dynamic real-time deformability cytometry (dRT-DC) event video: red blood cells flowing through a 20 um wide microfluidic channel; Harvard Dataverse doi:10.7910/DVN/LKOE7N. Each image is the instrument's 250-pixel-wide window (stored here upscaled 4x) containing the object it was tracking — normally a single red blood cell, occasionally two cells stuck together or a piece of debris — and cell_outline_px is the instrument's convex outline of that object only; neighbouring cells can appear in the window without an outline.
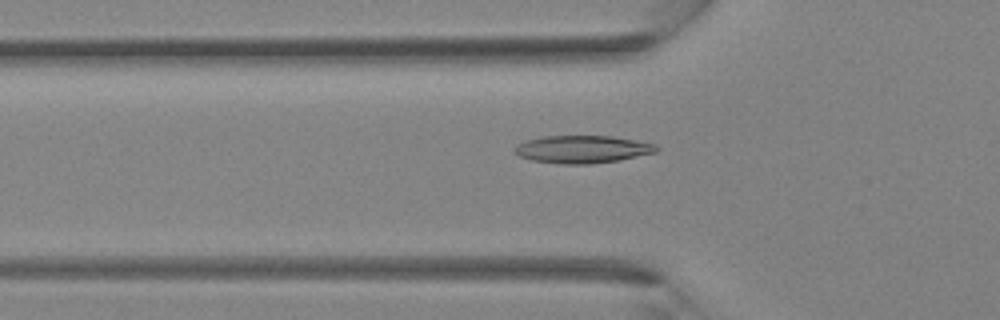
{"species": "Egyptian fruit bat (a non-hibernating species)", "species_latin": "Rousettus aegyptiacus", "temperature_condition": "room temperature", "stored_images_in_passage": 37, "camera_frame_rate_fps": 3000, "um_per_image_px": 0.085, "animal": {"sex": "female"}, "frame": {"image": 1, "passage_image": 13, "time_ms": 4.0, "image_size_px": [1000, 320], "cell_outline_px": [[660, 148], [656, 152], [620, 160], [588, 164], [560, 164], [532, 160], [520, 156], [516, 152], [516, 144], [540, 136], [612, 136], [636, 140], [656, 144]], "centroid_in_image_um": [49.54, 12.68], "position_along_channel_um": 76.3, "area_um2": 22.77}}
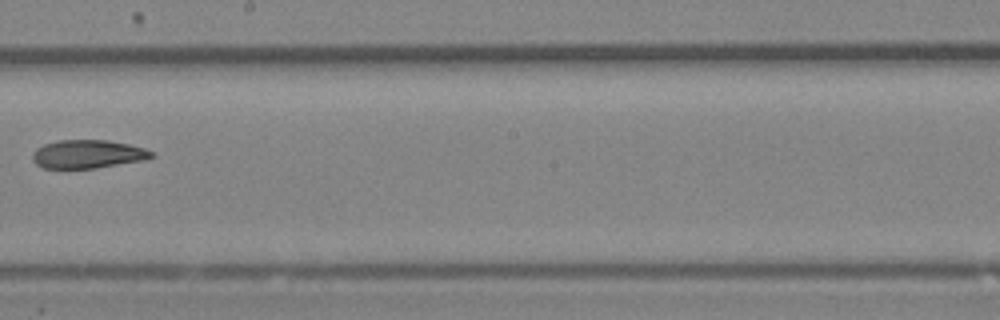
{"frame": {"image": 2, "passage_image": 22, "time_ms": 7.0, "image_size_px": [1000, 320], "cell_outline_px": [[156, 156], [144, 160], [96, 168], [44, 168], [36, 164], [32, 160], [32, 152], [36, 148], [44, 144], [60, 140], [108, 140], [128, 144], [144, 148], [152, 152]], "centroid_in_image_um": [7.45, 13.1], "position_along_channel_um": 240.8, "area_um2": 19.71}}
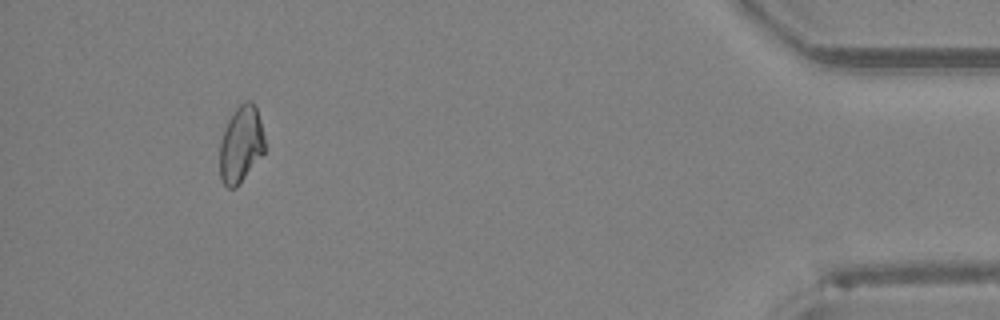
{"frame": {"image": 3, "passage_image": 35, "time_ms": 11.333, "image_size_px": [1000, 320], "cell_outline_px": [[264, 152], [236, 188], [228, 188], [220, 180], [220, 144], [224, 128], [228, 120], [236, 108], [244, 100], [252, 100], [256, 108], [260, 120], [264, 136]], "centroid_in_image_um": [20.47, 12.26], "position_along_channel_um": 414.7, "area_um2": 20.0}}